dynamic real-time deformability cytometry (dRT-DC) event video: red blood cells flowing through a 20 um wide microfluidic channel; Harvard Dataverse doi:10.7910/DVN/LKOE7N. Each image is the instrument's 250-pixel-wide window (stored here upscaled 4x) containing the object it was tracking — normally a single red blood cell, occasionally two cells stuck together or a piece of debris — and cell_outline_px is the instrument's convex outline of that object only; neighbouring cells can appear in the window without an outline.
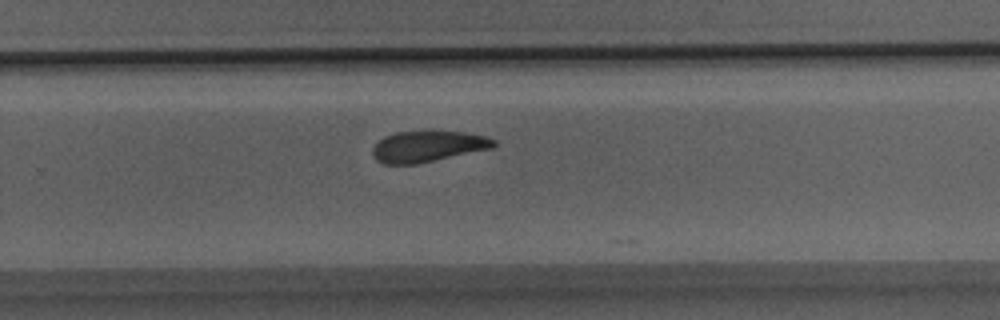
{"species": "Egyptian fruit bat (a non-hibernating species)", "species_latin": "Rousettus aegyptiacus", "temperature_condition": "room temperature", "stored_images_in_passage": 20, "camera_frame_rate_fps": 3000, "um_per_image_px": 0.085, "animal": {"sex": "male"}, "frame": {"image": 1, "passage_image": 14, "time_ms": 4.333, "image_size_px": [1000, 320], "cell_outline_px": [[496, 148], [416, 164], [384, 164], [376, 160], [372, 156], [372, 148], [384, 136], [396, 132], [424, 128], [432, 128], [464, 132], [484, 136], [496, 140]], "centroid_in_image_um": [36.39, 12.4], "position_along_channel_um": 293.4, "area_um2": 23.0}}
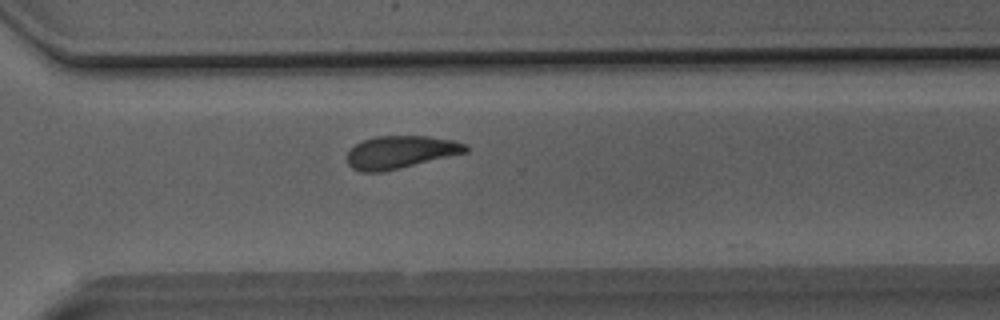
{"frame": {"image": 2, "passage_image": 16, "time_ms": 5.0, "image_size_px": [1000, 320], "cell_outline_px": [[468, 152], [384, 172], [360, 172], [352, 168], [348, 164], [348, 152], [356, 144], [364, 140], [376, 136], [428, 136], [452, 140], [468, 144]], "centroid_in_image_um": [34.06, 12.94], "position_along_channel_um": 336.5, "area_um2": 22.6}}